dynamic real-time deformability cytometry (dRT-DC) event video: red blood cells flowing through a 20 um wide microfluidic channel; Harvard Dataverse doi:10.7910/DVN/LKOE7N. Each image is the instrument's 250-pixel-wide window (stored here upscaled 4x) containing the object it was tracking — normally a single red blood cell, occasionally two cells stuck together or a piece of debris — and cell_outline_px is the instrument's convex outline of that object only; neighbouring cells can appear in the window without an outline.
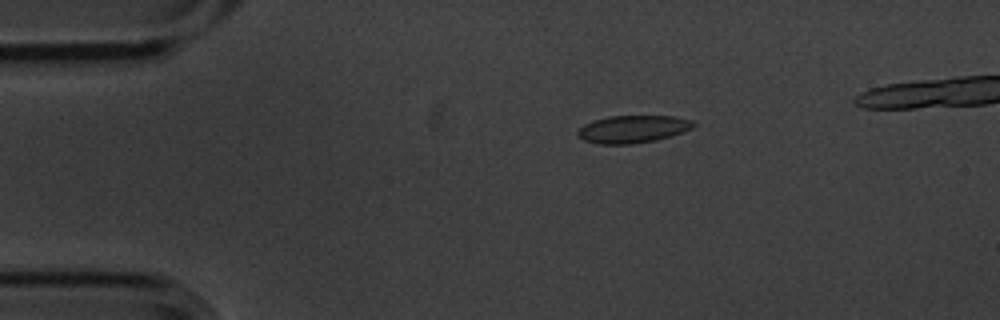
{"species": "common noctule bat (a hibernating species)", "species_latin": "Nyctalus noctula", "temperature_condition": "cold", "stored_images_in_passage": 6, "camera_frame_rate_fps": 3000, "um_per_image_px": 0.085, "animal": {"sex": "male", "body_mass_g": 20.1, "forearm_length_mm": 53.5}, "frame": {"image": 1, "passage_image": 4, "time_ms": 1.0, "image_size_px": [1000, 320], "cell_outline_px": [[696, 124], [692, 128], [684, 132], [672, 136], [656, 140], [632, 144], [600, 144], [584, 140], [576, 136], [576, 132], [584, 124], [592, 120], [608, 116], [672, 116], [692, 120]], "centroid_in_image_um": [53.78, 10.97], "position_along_channel_um": 31.2, "area_um2": 18.73}}